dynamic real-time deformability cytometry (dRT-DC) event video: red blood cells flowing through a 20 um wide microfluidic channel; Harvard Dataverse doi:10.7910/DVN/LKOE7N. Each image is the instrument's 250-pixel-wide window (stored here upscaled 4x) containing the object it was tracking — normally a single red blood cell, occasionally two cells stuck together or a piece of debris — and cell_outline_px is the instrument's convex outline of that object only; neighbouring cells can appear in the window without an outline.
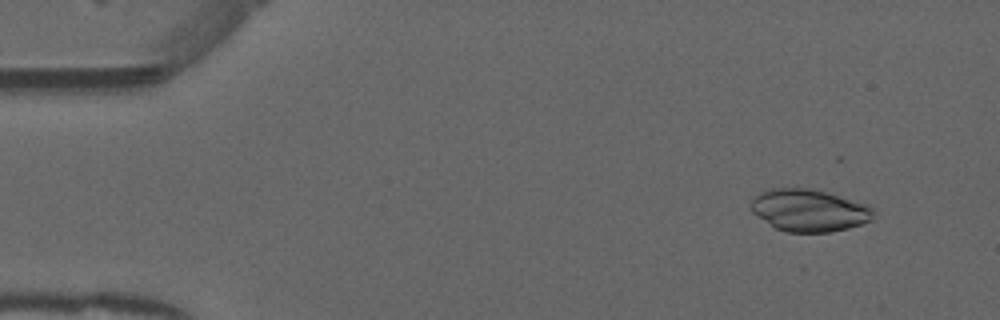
{"species": "common noctule bat (a hibernating species)", "species_latin": "Nyctalus noctula", "temperature_condition": "warm", "stored_images_in_passage": 21, "camera_frame_rate_fps": 3000, "um_per_image_px": 0.085, "animal": {"sex": "male", "forearm_length_mm": 52.5}, "frame": {"image": 1, "passage_image": 5, "time_ms": 1.333, "image_size_px": [1000, 320], "cell_outline_px": [[876, 212], [872, 220], [848, 228], [828, 232], [784, 232], [776, 228], [752, 212], [752, 200], [760, 192], [768, 188], [812, 188], [868, 204]], "centroid_in_image_um": [68.8, 17.87], "position_along_channel_um": 16.2, "area_um2": 30.11}}